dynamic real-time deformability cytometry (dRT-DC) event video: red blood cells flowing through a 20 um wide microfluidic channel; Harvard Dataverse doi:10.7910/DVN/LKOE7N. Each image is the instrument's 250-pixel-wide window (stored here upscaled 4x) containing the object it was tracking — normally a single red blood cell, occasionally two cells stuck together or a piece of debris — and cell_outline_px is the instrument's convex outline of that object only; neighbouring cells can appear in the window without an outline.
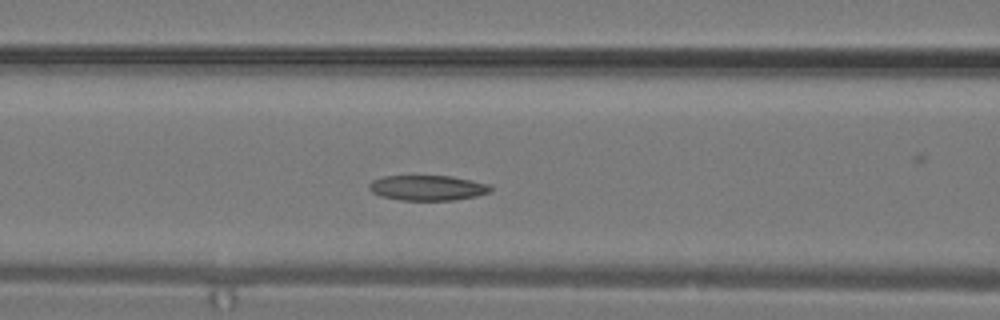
{"species": "common noctule bat (a hibernating species)", "species_latin": "Nyctalus noctula", "temperature_condition": "warm", "stored_images_in_passage": 14, "camera_frame_rate_fps": 3000, "um_per_image_px": 0.085, "animal": {"sex": "male", "body_mass_g": 19.2, "forearm_length_mm": 51.8}, "frame": {"image": 1, "passage_image": 10, "time_ms": 3.0, "image_size_px": [1000, 320], "cell_outline_px": [[492, 192], [476, 196], [452, 200], [400, 200], [380, 196], [372, 192], [368, 188], [368, 184], [372, 180], [384, 176], [452, 176], [472, 180], [488, 184], [492, 188]], "centroid_in_image_um": [36.33, 15.96], "position_along_channel_um": 130.3, "area_um2": 17.92}}
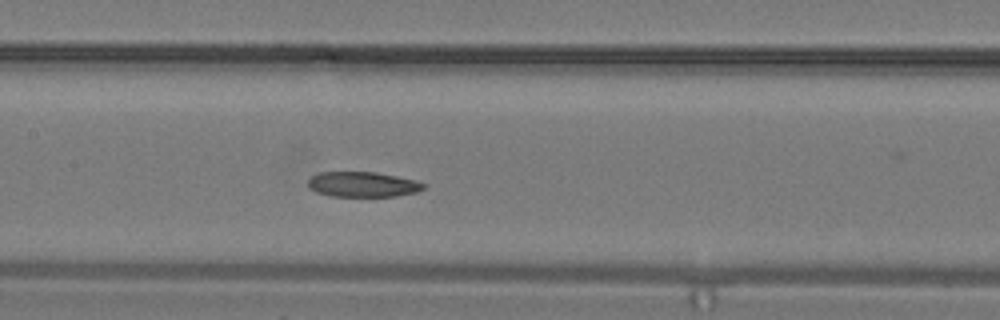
{"frame": {"image": 2, "passage_image": 12, "time_ms": 3.667, "image_size_px": [1000, 320], "cell_outline_px": [[424, 188], [416, 192], [396, 196], [328, 196], [316, 192], [308, 184], [308, 180], [312, 176], [320, 172], [376, 172], [416, 180], [424, 184]], "centroid_in_image_um": [30.83, 15.67], "position_along_channel_um": 176.6, "area_um2": 16.82}}
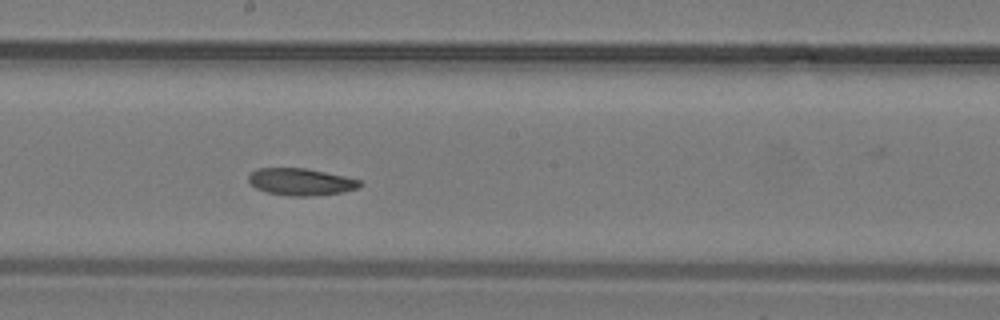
{"frame": {"image": 3, "passage_image": 14, "time_ms": 4.333, "image_size_px": [1000, 320], "cell_outline_px": [[364, 184], [356, 188], [344, 192], [308, 196], [292, 196], [268, 192], [256, 188], [248, 180], [248, 176], [256, 168], [308, 168], [344, 176], [360, 180]], "centroid_in_image_um": [25.58, 15.44], "position_along_channel_um": 222.6, "area_um2": 17.46}}